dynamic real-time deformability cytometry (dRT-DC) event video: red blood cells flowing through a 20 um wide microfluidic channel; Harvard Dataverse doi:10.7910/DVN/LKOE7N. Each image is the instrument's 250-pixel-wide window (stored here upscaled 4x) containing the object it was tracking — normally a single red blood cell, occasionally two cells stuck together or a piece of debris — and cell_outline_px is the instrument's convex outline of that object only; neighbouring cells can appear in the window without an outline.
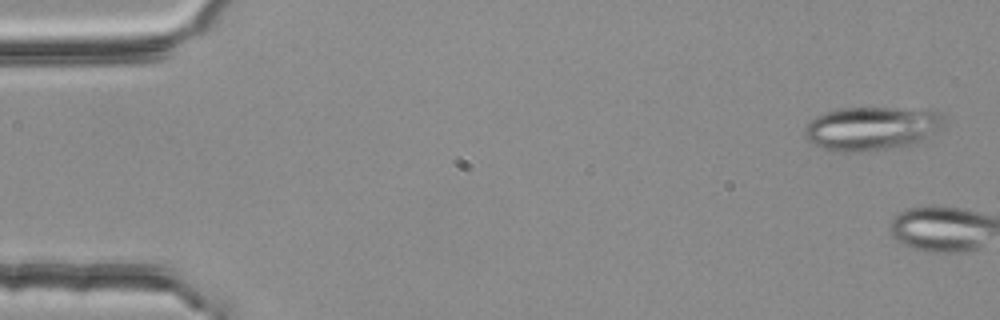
{"species": "common noctule bat (a hibernating species)", "species_latin": "Nyctalus noctula", "temperature_condition": "room temperature", "stored_images_in_passage": 4, "camera_frame_rate_fps": 3000, "um_per_image_px": 0.085, "animal": {"sex": "female", "body_mass_g": 25.1}, "frame": {"image": 1, "passage_image": 2, "time_ms": 0.333, "image_size_px": [1000, 320], "cell_outline_px": [[944, 124], [940, 128], [924, 140], [900, 148], [856, 152], [840, 152], [824, 148], [808, 140], [804, 136], [804, 128], [816, 116], [840, 108], [896, 108], [940, 112], [944, 116]], "centroid_in_image_um": [74.11, 10.93], "position_along_channel_um": 10.9, "area_um2": 35.37}}